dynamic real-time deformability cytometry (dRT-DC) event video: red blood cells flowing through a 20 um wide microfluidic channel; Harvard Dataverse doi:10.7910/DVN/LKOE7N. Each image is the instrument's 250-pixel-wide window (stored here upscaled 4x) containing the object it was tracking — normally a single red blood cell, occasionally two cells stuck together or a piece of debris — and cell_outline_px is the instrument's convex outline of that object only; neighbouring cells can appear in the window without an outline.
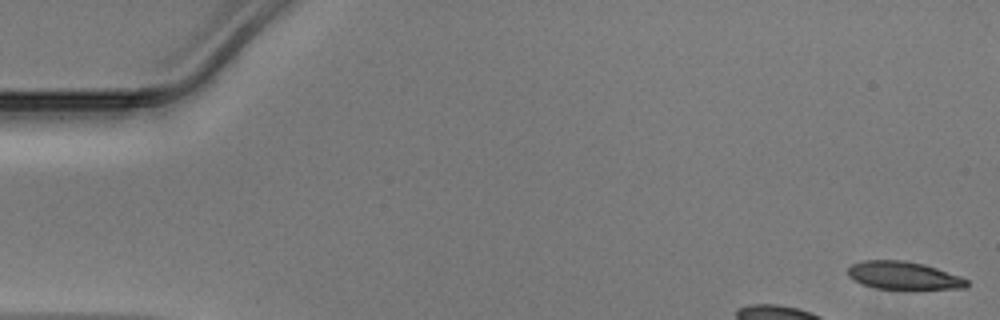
{"species": "Egyptian fruit bat (a non-hibernating species)", "species_latin": "Rousettus aegyptiacus", "temperature_condition": "warm", "stored_images_in_passage": 11, "camera_frame_rate_fps": 3000, "um_per_image_px": 0.085, "animal": {"sex": "male"}, "frame": {"image": 1, "passage_image": 1, "time_ms": 0.0, "image_size_px": [1000, 320], "cell_outline_px": [[968, 284], [964, 288], [916, 292], [876, 288], [864, 284], [848, 276], [848, 268], [852, 264], [864, 260], [904, 260], [924, 264], [960, 276], [968, 280]], "centroid_in_image_um": [76.87, 23.47], "position_along_channel_um": 8.1, "area_um2": 20.11}}